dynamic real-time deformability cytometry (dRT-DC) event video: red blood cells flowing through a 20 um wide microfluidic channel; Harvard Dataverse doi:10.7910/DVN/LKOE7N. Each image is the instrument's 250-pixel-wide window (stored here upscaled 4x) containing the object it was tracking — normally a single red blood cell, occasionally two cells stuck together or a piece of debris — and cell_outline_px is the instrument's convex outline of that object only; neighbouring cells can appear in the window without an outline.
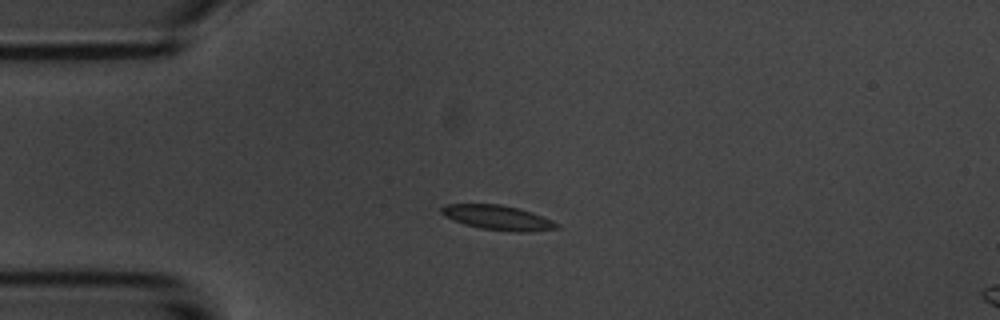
{"species": "common noctule bat (a hibernating species)", "species_latin": "Nyctalus noctula", "temperature_condition": "room temperature", "stored_images_in_passage": 2, "camera_frame_rate_fps": 3000, "um_per_image_px": 0.085, "animal": {"sex": "male", "body_mass_g": 20.1, "forearm_length_mm": 53.5}, "frame": {"image": 1, "passage_image": 1, "time_ms": 0.0, "image_size_px": [1000, 320], "cell_outline_px": [[560, 228], [532, 232], [512, 232], [480, 228], [464, 224], [452, 220], [444, 216], [440, 212], [440, 208], [444, 204], [500, 204], [520, 208], [532, 212], [552, 220], [560, 224]], "centroid_in_image_um": [42.33, 18.5], "position_along_channel_um": 42.7, "area_um2": 16.88}}